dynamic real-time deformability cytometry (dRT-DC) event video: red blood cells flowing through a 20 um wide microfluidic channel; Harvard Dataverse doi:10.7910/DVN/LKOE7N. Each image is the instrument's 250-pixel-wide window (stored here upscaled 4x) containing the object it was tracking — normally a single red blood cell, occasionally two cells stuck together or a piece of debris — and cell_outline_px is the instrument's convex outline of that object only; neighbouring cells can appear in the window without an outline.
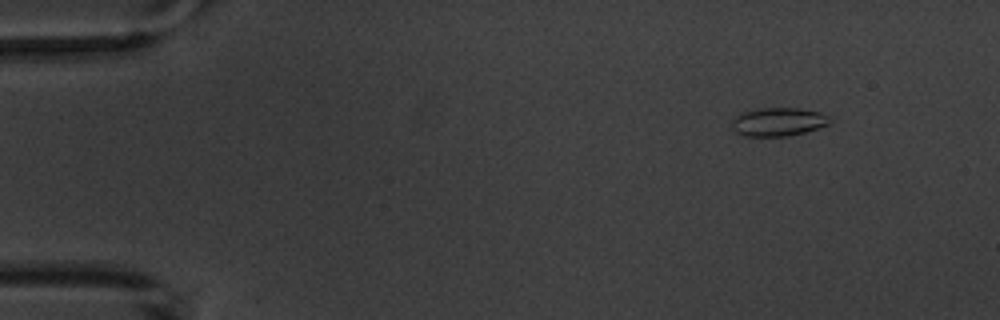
{"species": "common noctule bat (a hibernating species)", "species_latin": "Nyctalus noctula", "temperature_condition": "warm", "stored_images_in_passage": 6, "camera_frame_rate_fps": 3000, "um_per_image_px": 0.085, "animal": {"sex": "male", "body_mass_g": 20.1, "forearm_length_mm": 53.5}, "frame": {"image": 1, "passage_image": 1, "time_ms": 0.0, "image_size_px": [1000, 320], "cell_outline_px": [[832, 116], [828, 124], [804, 132], [788, 136], [744, 136], [736, 132], [732, 128], [732, 120], [740, 112], [760, 108], [800, 108], [820, 112]], "centroid_in_image_um": [66.14, 10.34], "position_along_channel_um": 18.9, "area_um2": 16.3}}
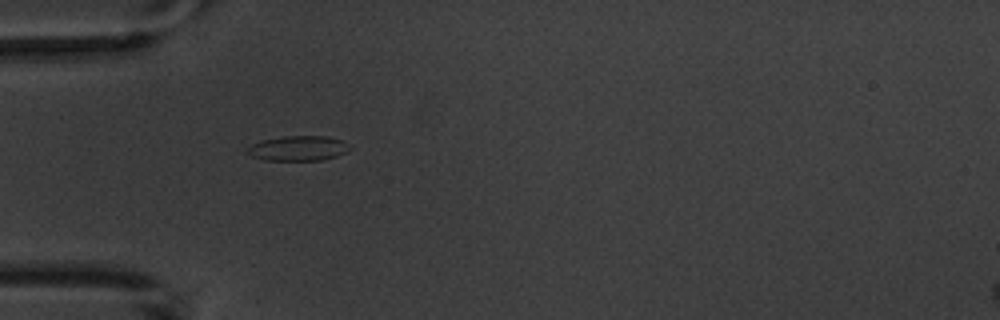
{"frame": {"image": 2, "passage_image": 4, "time_ms": 3.667, "image_size_px": [1000, 320], "cell_outline_px": [[352, 148], [348, 152], [336, 156], [320, 160], [264, 160], [252, 156], [248, 152], [248, 148], [252, 144], [260, 140], [284, 136], [328, 136], [340, 140]], "centroid_in_image_um": [25.35, 12.6], "position_along_channel_um": 59.6, "area_um2": 14.8}}
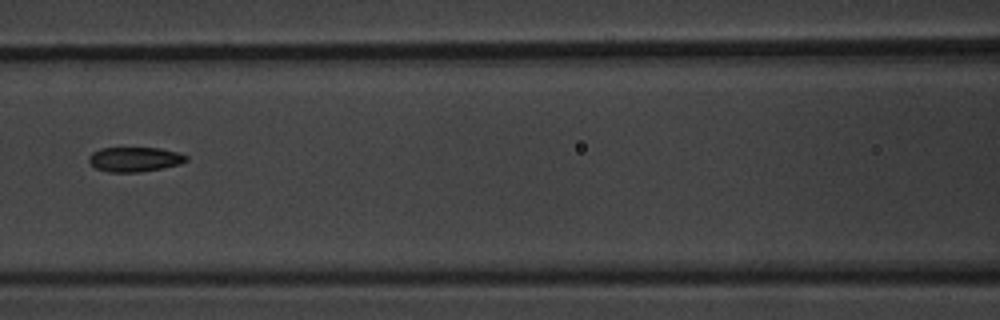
{"frame": {"image": 3, "passage_image": 6, "time_ms": 6.333, "image_size_px": [1000, 320], "cell_outline_px": [[188, 160], [180, 164], [140, 172], [108, 172], [96, 168], [88, 160], [88, 156], [92, 152], [100, 148], [160, 148], [180, 152], [188, 156]], "centroid_in_image_um": [11.46, 13.53], "position_along_channel_um": 155.1, "area_um2": 14.05}}